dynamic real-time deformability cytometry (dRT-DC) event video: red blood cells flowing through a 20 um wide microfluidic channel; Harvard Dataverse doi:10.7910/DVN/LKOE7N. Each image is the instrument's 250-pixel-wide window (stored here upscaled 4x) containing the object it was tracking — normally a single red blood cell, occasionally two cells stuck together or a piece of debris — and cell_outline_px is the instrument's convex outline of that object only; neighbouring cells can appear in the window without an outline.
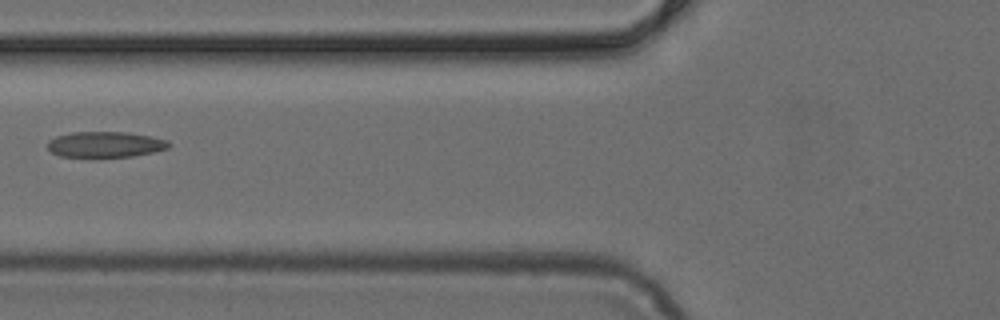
{"species": "common noctule bat (a hibernating species)", "species_latin": "Nyctalus noctula", "temperature_condition": "cold", "stored_images_in_passage": 3, "camera_frame_rate_fps": 3000, "um_per_image_px": 0.085, "animal": {"sex": "female", "body_mass_g": 24.6, "forearm_length_mm": 56.2}, "frame": {"image": 1, "passage_image": 2, "time_ms": 0.333, "image_size_px": [1000, 320], "cell_outline_px": [[172, 144], [168, 148], [152, 152], [132, 156], [92, 160], [60, 156], [52, 152], [48, 148], [48, 140], [56, 136], [72, 132], [128, 132], [168, 140]], "centroid_in_image_um": [8.9, 12.32], "position_along_channel_um": 116.9, "area_um2": 18.96}}
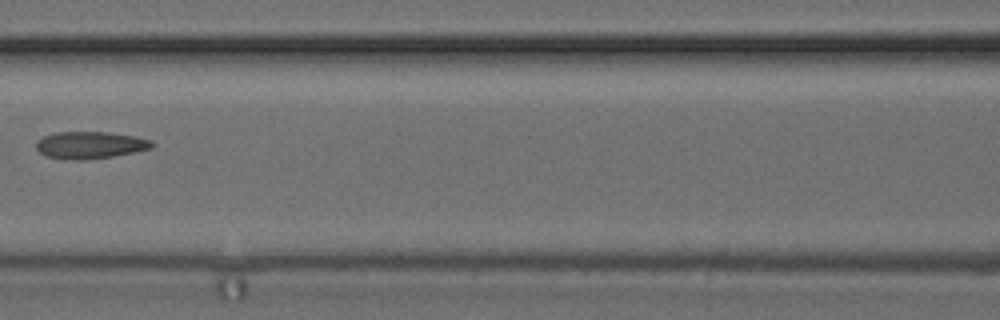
{"frame": {"image": 2, "passage_image": 3, "time_ms": 0.667, "image_size_px": [1000, 320], "cell_outline_px": [[156, 144], [152, 148], [112, 156], [84, 160], [72, 160], [44, 156], [36, 148], [36, 140], [44, 136], [56, 132], [108, 132], [136, 136], [152, 140]], "centroid_in_image_um": [7.66, 12.32], "position_along_channel_um": 158.9, "area_um2": 18.38}}